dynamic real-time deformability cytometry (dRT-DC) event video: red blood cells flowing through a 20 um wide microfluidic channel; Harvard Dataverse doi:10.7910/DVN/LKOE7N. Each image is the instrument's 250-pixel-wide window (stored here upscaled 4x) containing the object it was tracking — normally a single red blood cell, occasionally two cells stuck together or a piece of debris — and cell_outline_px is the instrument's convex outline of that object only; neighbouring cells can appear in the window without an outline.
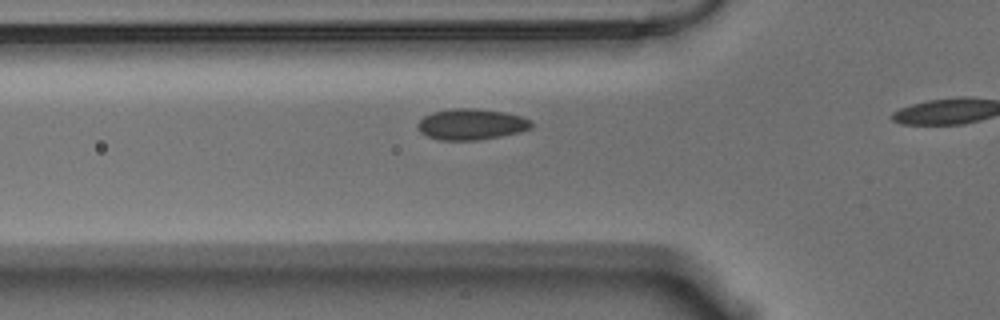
{"species": "Egyptian fruit bat (a non-hibernating species)", "species_latin": "Rousettus aegyptiacus", "temperature_condition": "warm", "stored_images_in_passage": 20, "camera_frame_rate_fps": 3000, "um_per_image_px": 0.085, "animal": {"sex": "male"}, "frame": {"image": 1, "passage_image": 15, "time_ms": 4.667, "image_size_px": [1000, 320], "cell_outline_px": [[532, 128], [520, 132], [500, 136], [476, 140], [440, 140], [428, 136], [420, 132], [416, 124], [424, 116], [432, 112], [452, 108], [472, 108], [504, 112], [520, 116], [528, 120], [532, 124]], "centroid_in_image_um": [40.03, 10.56], "position_along_channel_um": 85.8, "area_um2": 20.4}}